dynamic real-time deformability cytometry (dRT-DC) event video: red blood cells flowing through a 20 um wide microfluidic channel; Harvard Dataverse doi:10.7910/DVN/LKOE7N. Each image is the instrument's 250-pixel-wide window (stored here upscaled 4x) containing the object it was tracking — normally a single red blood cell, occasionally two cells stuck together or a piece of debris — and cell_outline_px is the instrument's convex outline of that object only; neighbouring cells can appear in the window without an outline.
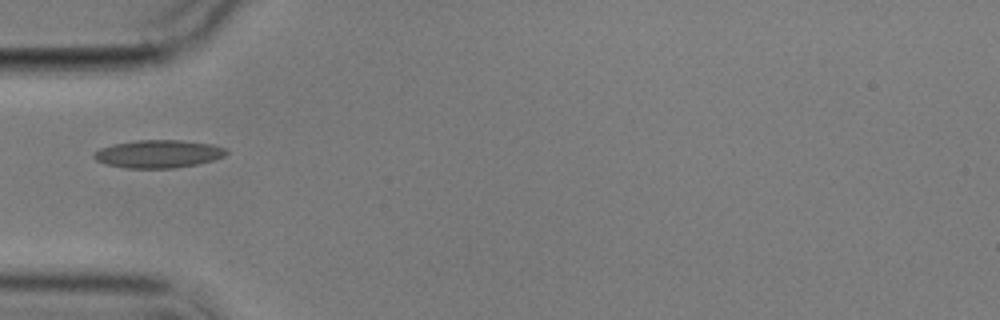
{"species": "common noctule bat (a hibernating species)", "species_latin": "Nyctalus noctula", "temperature_condition": "cold", "stored_images_in_passage": 4, "camera_frame_rate_fps": 3000, "um_per_image_px": 0.085, "animal": {"sex": "male", "body_mass_g": 17.9}, "frame": {"image": 1, "passage_image": 1, "time_ms": 0.0, "image_size_px": [1000, 320], "cell_outline_px": [[228, 152], [224, 156], [212, 160], [196, 164], [172, 168], [128, 168], [104, 164], [96, 160], [92, 156], [92, 152], [100, 148], [112, 144], [136, 140], [180, 140], [212, 144], [228, 148]], "centroid_in_image_um": [13.43, 13.07], "position_along_channel_um": 71.6, "area_um2": 21.62}}
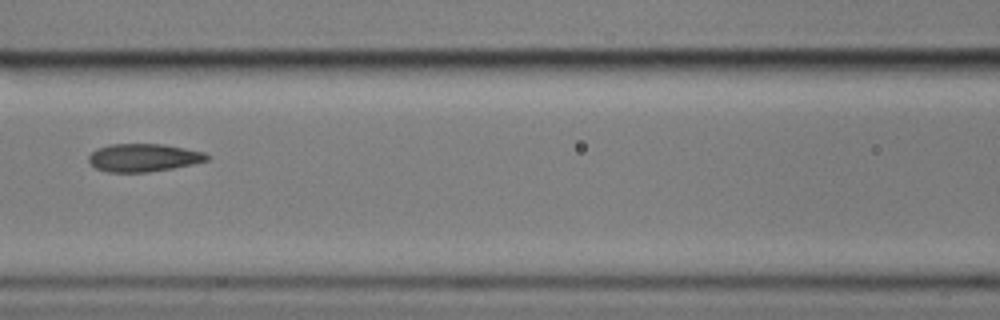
{"frame": {"image": 2, "passage_image": 3, "time_ms": 2.333, "image_size_px": [1000, 320], "cell_outline_px": [[208, 160], [192, 164], [172, 168], [148, 172], [108, 172], [96, 168], [88, 160], [88, 156], [96, 148], [108, 144], [164, 144], [204, 152], [208, 156]], "centroid_in_image_um": [12.16, 13.39], "position_along_channel_um": 154.4, "area_um2": 19.19}}
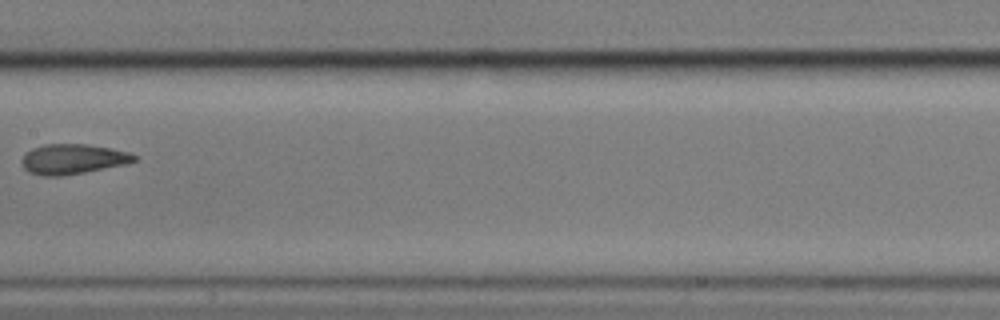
{"frame": {"image": 3, "passage_image": 4, "time_ms": 3.667, "image_size_px": [1000, 320], "cell_outline_px": [[136, 160], [128, 164], [84, 172], [60, 176], [44, 176], [28, 172], [24, 168], [24, 156], [32, 148], [44, 144], [88, 144], [112, 148], [128, 152], [136, 156]], "centroid_in_image_um": [6.23, 13.52], "position_along_channel_um": 201.2, "area_um2": 19.54}}